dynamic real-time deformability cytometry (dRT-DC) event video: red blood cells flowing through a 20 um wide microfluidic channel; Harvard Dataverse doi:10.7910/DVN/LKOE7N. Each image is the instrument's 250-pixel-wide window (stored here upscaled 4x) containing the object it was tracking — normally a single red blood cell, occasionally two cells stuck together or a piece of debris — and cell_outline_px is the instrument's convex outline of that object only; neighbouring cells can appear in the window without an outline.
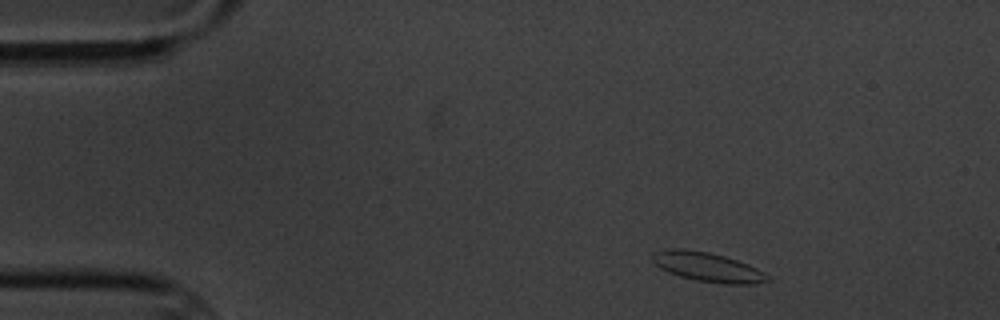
{"species": "common noctule bat (a hibernating species)", "species_latin": "Nyctalus noctula", "temperature_condition": "cold", "stored_images_in_passage": 3, "camera_frame_rate_fps": 3000, "um_per_image_px": 0.085, "animal": {"sex": "male", "body_mass_g": 20.1, "forearm_length_mm": 53.5}, "frame": {"image": 1, "passage_image": 1, "time_ms": 0.0, "image_size_px": [1000, 320], "cell_outline_px": [[768, 280], [756, 284], [720, 284], [696, 280], [680, 276], [668, 272], [660, 268], [652, 260], [652, 252], [668, 248], [680, 248], [708, 252], [724, 256], [748, 264], [764, 272], [768, 276]], "centroid_in_image_um": [60.12, 22.69], "position_along_channel_um": 24.9, "area_um2": 19.65}}